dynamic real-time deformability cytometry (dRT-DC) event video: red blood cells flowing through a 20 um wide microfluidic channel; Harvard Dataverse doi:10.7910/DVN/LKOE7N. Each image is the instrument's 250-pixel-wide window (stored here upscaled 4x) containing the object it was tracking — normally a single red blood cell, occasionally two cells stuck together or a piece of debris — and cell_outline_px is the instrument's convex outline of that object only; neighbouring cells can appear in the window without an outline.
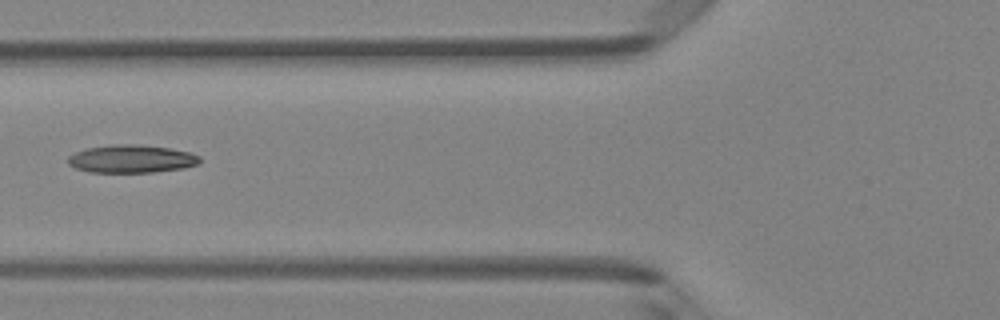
{"species": "Egyptian fruit bat (a non-hibernating species)", "species_latin": "Rousettus aegyptiacus", "temperature_condition": "room temperature", "stored_images_in_passage": 7, "camera_frame_rate_fps": 3000, "um_per_image_px": 0.085, "animal": {"sex": "female"}, "frame": {"image": 1, "passage_image": 6, "time_ms": 1.667, "image_size_px": [1000, 320], "cell_outline_px": [[200, 164], [184, 168], [152, 172], [92, 172], [76, 168], [68, 164], [68, 156], [84, 148], [112, 144], [136, 144], [168, 148], [192, 152], [200, 156]], "centroid_in_image_um": [11.19, 13.49], "position_along_channel_um": 114.6, "area_um2": 21.56}}
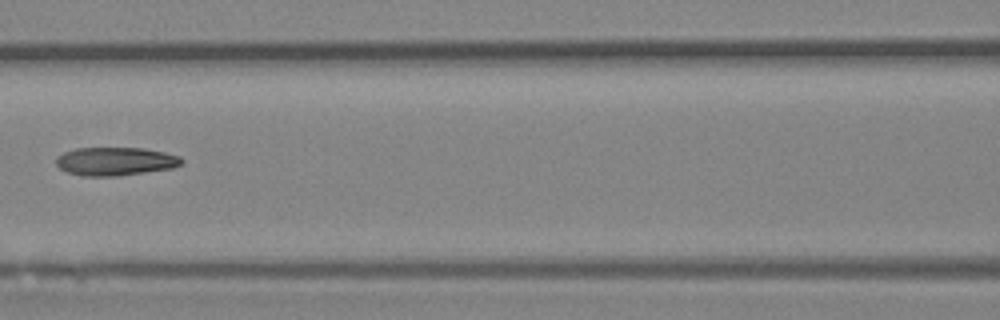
{"frame": {"image": 2, "passage_image": 7, "time_ms": 2.0, "image_size_px": [1000, 320], "cell_outline_px": [[184, 160], [180, 164], [172, 168], [120, 176], [80, 176], [68, 172], [60, 168], [56, 164], [56, 156], [64, 152], [76, 148], [144, 148], [164, 152], [180, 156]], "centroid_in_image_um": [9.79, 13.71], "position_along_channel_um": 156.8, "area_um2": 20.81}}